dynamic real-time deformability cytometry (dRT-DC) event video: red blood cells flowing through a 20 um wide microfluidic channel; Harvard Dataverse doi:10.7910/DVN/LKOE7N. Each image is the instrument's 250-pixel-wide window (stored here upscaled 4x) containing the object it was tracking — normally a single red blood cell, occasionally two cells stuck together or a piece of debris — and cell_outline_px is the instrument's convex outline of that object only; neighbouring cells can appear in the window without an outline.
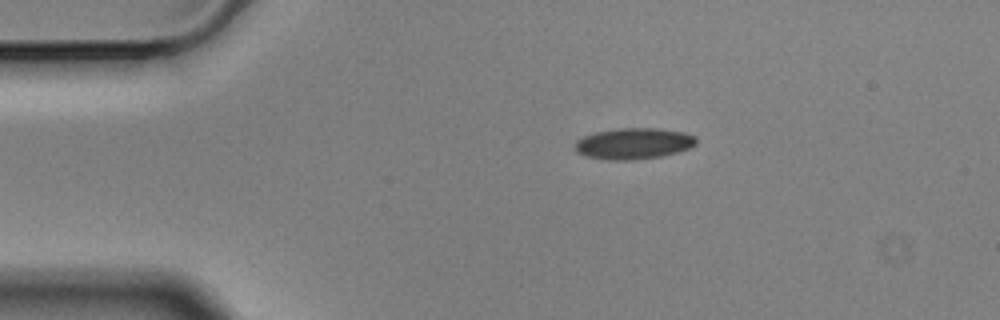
{"species": "Egyptian fruit bat (a non-hibernating species)", "species_latin": "Rousettus aegyptiacus", "temperature_condition": "cold", "stored_images_in_passage": 6, "camera_frame_rate_fps": 3000, "um_per_image_px": 0.085, "animal": {"sex": "male"}, "frame": {"image": 1, "passage_image": 1, "time_ms": 0.0, "image_size_px": [1000, 320], "cell_outline_px": [[696, 144], [692, 148], [660, 156], [632, 160], [604, 160], [588, 156], [576, 152], [576, 140], [584, 136], [596, 132], [620, 128], [656, 128], [684, 132], [696, 136]], "centroid_in_image_um": [53.88, 12.2], "position_along_channel_um": 31.1, "area_um2": 21.96}}
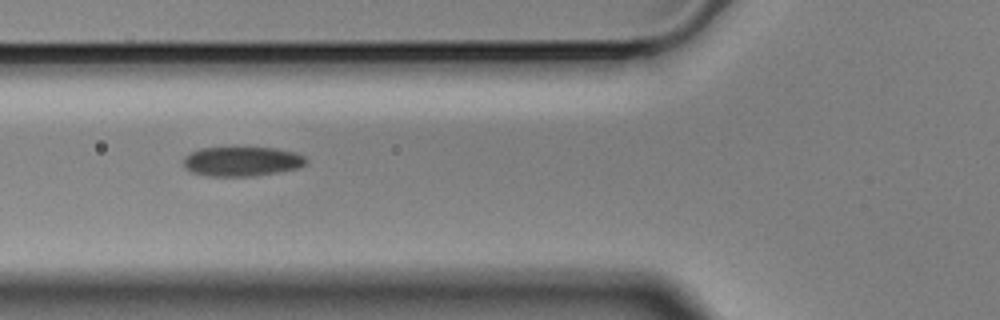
{"frame": {"image": 2, "passage_image": 4, "time_ms": 1.0, "image_size_px": [1000, 320], "cell_outline_px": [[308, 160], [304, 164], [296, 168], [276, 172], [252, 176], [208, 176], [192, 172], [184, 168], [184, 156], [200, 148], [276, 148], [296, 152], [304, 156]], "centroid_in_image_um": [20.54, 13.72], "position_along_channel_um": 105.3, "area_um2": 20.92}}
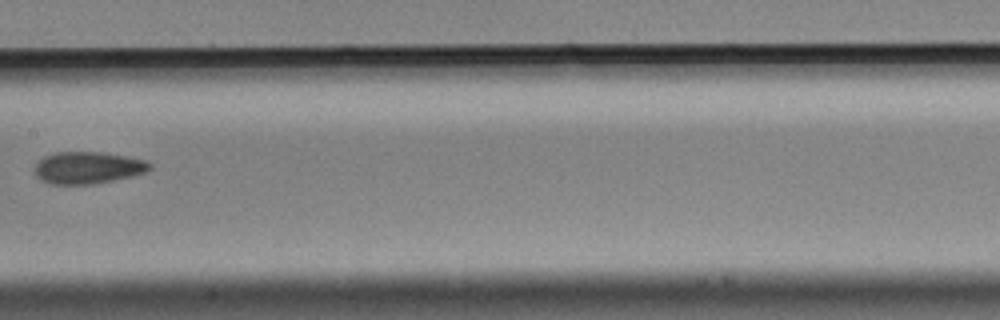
{"frame": {"image": 3, "passage_image": 6, "time_ms": 1.667, "image_size_px": [1000, 320], "cell_outline_px": [[152, 168], [144, 172], [132, 176], [92, 184], [52, 184], [40, 180], [36, 176], [32, 168], [44, 156], [56, 152], [104, 152], [148, 160], [152, 164]], "centroid_in_image_um": [7.46, 14.25], "position_along_channel_um": 199.9, "area_um2": 21.62}}